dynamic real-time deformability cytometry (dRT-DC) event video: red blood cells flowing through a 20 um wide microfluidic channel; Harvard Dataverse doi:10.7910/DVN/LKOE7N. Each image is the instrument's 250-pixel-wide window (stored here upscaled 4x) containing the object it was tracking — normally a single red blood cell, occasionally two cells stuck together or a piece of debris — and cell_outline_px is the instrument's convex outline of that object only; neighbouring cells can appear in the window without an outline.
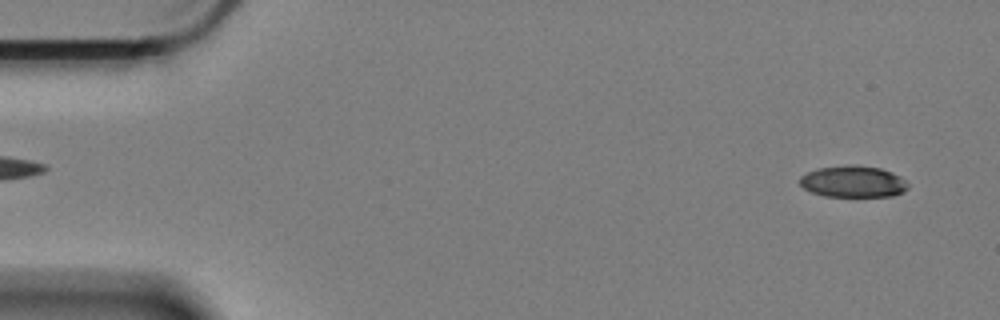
{"species": "Egyptian fruit bat (a non-hibernating species)", "species_latin": "Rousettus aegyptiacus", "temperature_condition": "cold", "stored_images_in_passage": 59, "camera_frame_rate_fps": 3000, "um_per_image_px": 0.085, "animal": {"sex": "female"}, "frame": {"image": 1, "passage_image": 3, "time_ms": 0.667, "image_size_px": [1000, 320], "cell_outline_px": [[908, 188], [904, 192], [892, 196], [824, 196], [812, 192], [804, 188], [800, 184], [800, 176], [816, 168], [848, 164], [856, 164], [880, 168], [892, 172], [900, 176], [908, 184]], "centroid_in_image_um": [72.52, 15.42], "position_along_channel_um": 12.5, "area_um2": 20.06}}
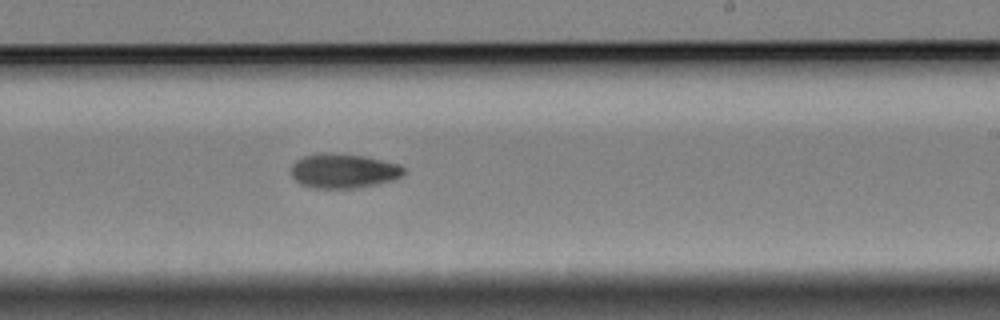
{"frame": {"image": 2, "passage_image": 35, "time_ms": 11.333, "image_size_px": [1000, 320], "cell_outline_px": [[404, 172], [400, 176], [392, 180], [376, 184], [352, 188], [312, 188], [300, 184], [292, 176], [292, 164], [296, 160], [304, 156], [328, 152], [364, 156], [396, 164], [404, 168]], "centroid_in_image_um": [29.15, 14.53], "position_along_channel_um": 259.9, "area_um2": 22.31}}
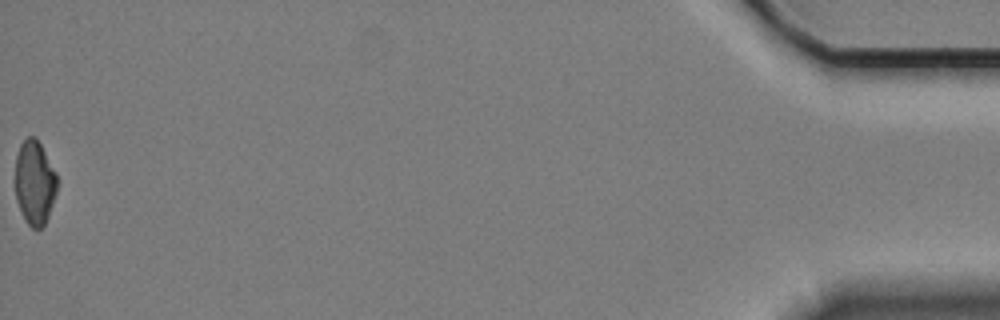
{"frame": {"image": 3, "passage_image": 59, "time_ms": 19.333, "image_size_px": [1000, 320], "cell_outline_px": [[60, 180], [48, 216], [44, 224], [40, 228], [32, 228], [28, 224], [16, 200], [16, 156], [20, 144], [28, 136], [36, 136], [56, 172]], "centroid_in_image_um": [2.97, 15.48], "position_along_channel_um": 432.2, "area_um2": 20.52}}